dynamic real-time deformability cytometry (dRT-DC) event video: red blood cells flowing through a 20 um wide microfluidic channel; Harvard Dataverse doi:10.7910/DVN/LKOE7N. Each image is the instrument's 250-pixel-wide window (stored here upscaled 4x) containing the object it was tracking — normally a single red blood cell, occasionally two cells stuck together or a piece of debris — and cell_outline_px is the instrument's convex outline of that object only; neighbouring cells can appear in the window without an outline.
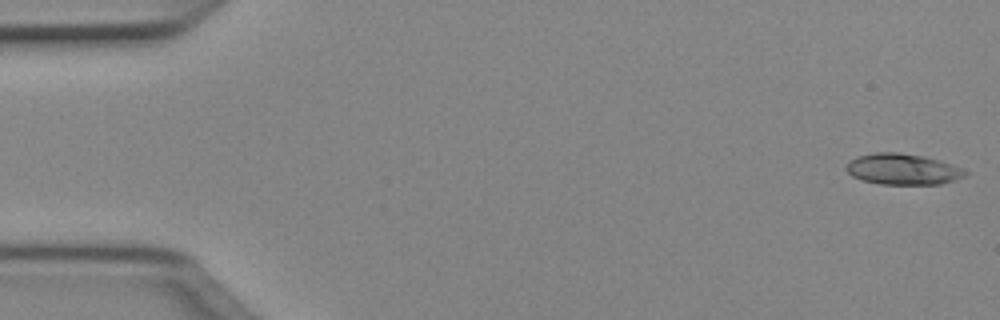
{"species": "Egyptian fruit bat (a non-hibernating species)", "species_latin": "Rousettus aegyptiacus", "temperature_condition": "cold", "stored_images_in_passage": 50, "camera_frame_rate_fps": 3000, "um_per_image_px": 0.085, "animal": {"sex": "female"}, "frame": {"image": 1, "passage_image": 1, "time_ms": 0.0, "image_size_px": [1000, 320], "cell_outline_px": [[968, 172], [964, 176], [956, 180], [940, 184], [880, 184], [864, 180], [852, 176], [844, 168], [848, 160], [856, 156], [876, 152], [900, 152], [924, 156], [940, 160], [964, 168]], "centroid_in_image_um": [76.73, 14.37], "position_along_channel_um": 8.3, "area_um2": 21.73}}
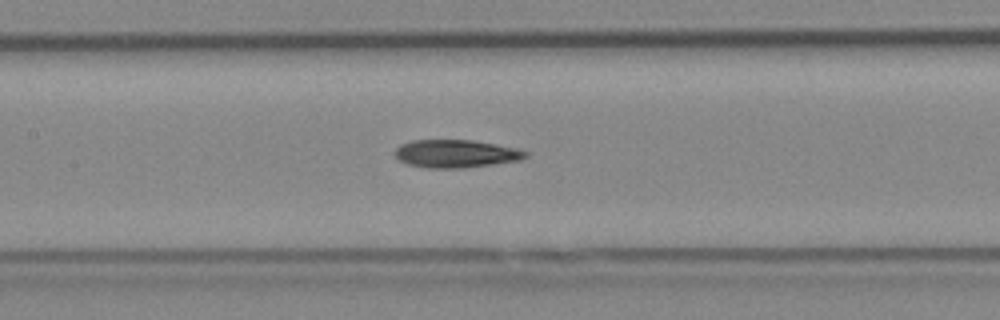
{"frame": {"image": 2, "passage_image": 23, "time_ms": 7.333, "image_size_px": [1000, 320], "cell_outline_px": [[528, 156], [520, 160], [464, 168], [424, 168], [408, 164], [400, 160], [396, 156], [396, 148], [400, 144], [412, 140], [472, 140], [520, 148], [528, 152]], "centroid_in_image_um": [38.78, 13.06], "position_along_channel_um": 168.6, "area_um2": 21.33}}
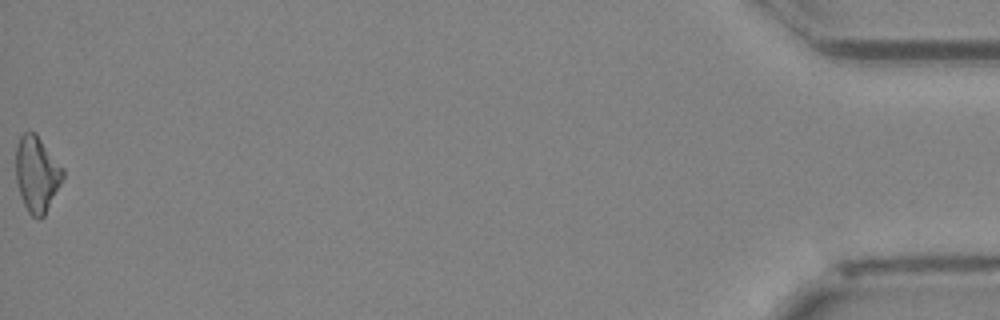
{"frame": {"image": 3, "passage_image": 50, "time_ms": 16.333, "image_size_px": [1000, 320], "cell_outline_px": [[64, 176], [44, 216], [40, 220], [36, 220], [28, 212], [20, 196], [16, 180], [16, 144], [20, 136], [24, 132], [36, 132], [64, 168]], "centroid_in_image_um": [3.13, 14.78], "position_along_channel_um": 432.1, "area_um2": 20.98}, "authors_computed_cell_mechanics": {"area_um2": 20.9525, "velocity_mm_per_s": 4.04, "shape_relaxation_time_tau1_ms": 7.7966, "shape_relaxation_time_tau2_ms": 7.6447, "deformation_change_tau1": 0.2055, "deformation_change_tau2": 0.1852}}